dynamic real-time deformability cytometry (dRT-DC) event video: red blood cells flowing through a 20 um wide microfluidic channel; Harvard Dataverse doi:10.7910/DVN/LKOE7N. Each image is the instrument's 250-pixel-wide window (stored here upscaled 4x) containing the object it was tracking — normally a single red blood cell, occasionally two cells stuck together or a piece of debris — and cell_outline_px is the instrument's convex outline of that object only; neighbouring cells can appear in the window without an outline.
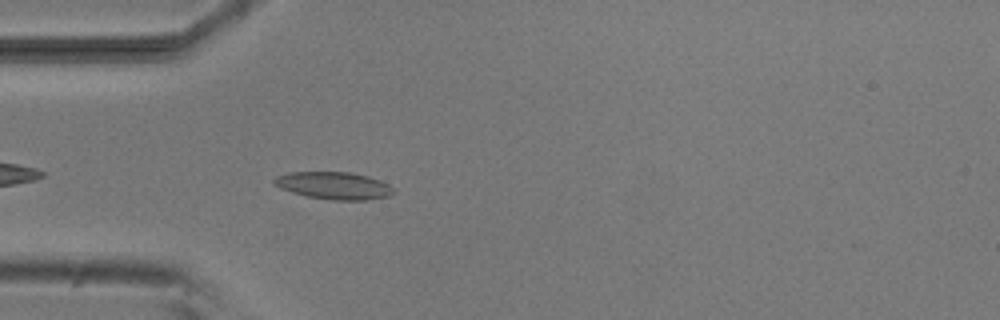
{"species": "common noctule bat (a hibernating species)", "species_latin": "Nyctalus noctula", "temperature_condition": "room temperature", "stored_images_in_passage": 41, "camera_frame_rate_fps": 3000, "um_per_image_px": 0.085, "animal": {"sex": "male", "body_mass_g": 20.5, "forearm_length_mm": 52.5}, "frame": {"image": 1, "passage_image": 4, "time_ms": 1.0, "image_size_px": [1000, 320], "cell_outline_px": [[396, 192], [388, 196], [368, 200], [332, 200], [308, 196], [292, 192], [280, 188], [272, 184], [272, 180], [276, 176], [288, 172], [348, 172], [368, 176], [380, 180], [388, 184]], "centroid_in_image_um": [28.36, 15.77], "position_along_channel_um": 56.6, "area_um2": 19.07}}
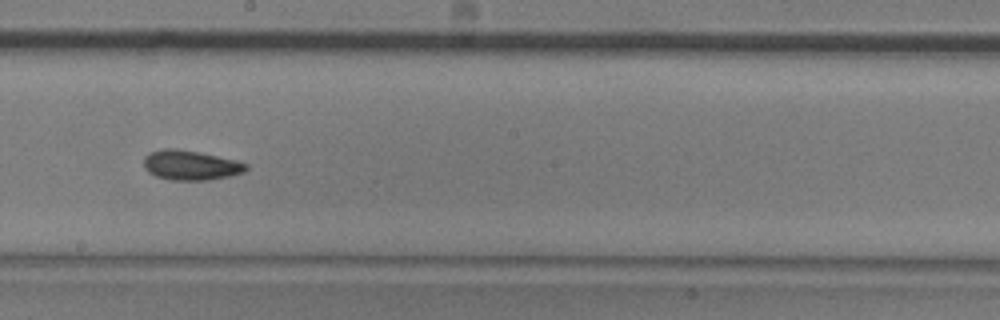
{"frame": {"image": 2, "passage_image": 18, "time_ms": 5.667, "image_size_px": [1000, 320], "cell_outline_px": [[248, 168], [244, 172], [228, 176], [208, 180], [172, 180], [156, 176], [148, 172], [144, 168], [144, 156], [148, 152], [164, 148], [176, 148], [236, 160], [248, 164]], "centroid_in_image_um": [16.17, 14.04], "position_along_channel_um": 232.0, "area_um2": 17.69}}
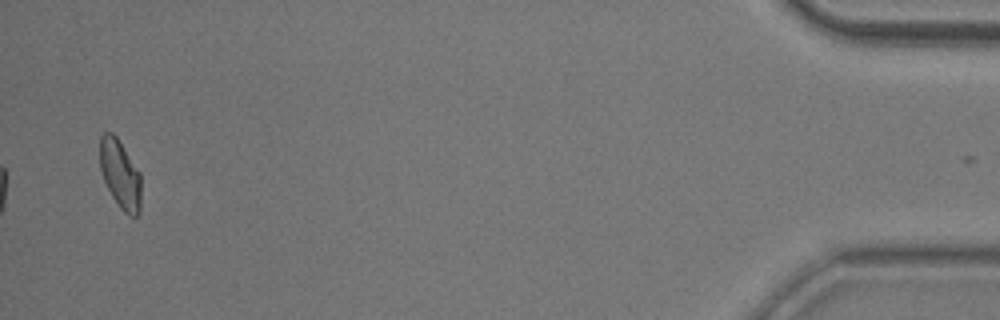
{"frame": {"image": 3, "passage_image": 40, "time_ms": 13.0, "image_size_px": [1000, 320], "cell_outline_px": [[140, 212], [136, 216], [128, 216], [120, 208], [112, 196], [104, 180], [100, 168], [100, 136], [104, 132], [112, 132], [116, 136], [140, 172]], "centroid_in_image_um": [10.21, 14.81], "position_along_channel_um": 425.0, "area_um2": 16.42}, "authors_computed_cell_mechanics": {"area_um2": 16.9932, "velocity_mm_per_s": 3.8277, "shape_relaxation_time_tau1_ms": 5.7918, "shape_relaxation_time_tau2_ms": 4.677, "deformation_change_tau1": 0.1233, "deformation_change_tau2": 0.1085}}